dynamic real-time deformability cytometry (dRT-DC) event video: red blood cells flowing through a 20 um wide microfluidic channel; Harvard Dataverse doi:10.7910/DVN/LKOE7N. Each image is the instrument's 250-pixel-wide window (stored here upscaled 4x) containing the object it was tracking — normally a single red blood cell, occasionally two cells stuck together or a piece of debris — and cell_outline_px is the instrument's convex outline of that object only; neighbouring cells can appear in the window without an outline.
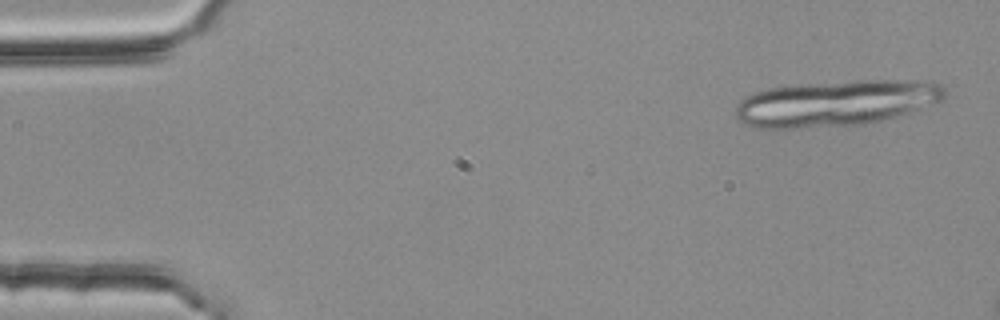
{"species": "common noctule bat (a hibernating species)", "species_latin": "Nyctalus noctula", "temperature_condition": "room temperature", "stored_images_in_passage": 3, "camera_frame_rate_fps": 3000, "um_per_image_px": 0.085, "animal": {"sex": "female", "body_mass_g": 25.1}, "frame": {"image": 1, "passage_image": 1, "time_ms": 0.0, "image_size_px": [1000, 320], "cell_outline_px": [[948, 92], [940, 100], [908, 112], [896, 116], [864, 124], [800, 128], [756, 128], [740, 120], [736, 116], [736, 104], [744, 96], [768, 88], [792, 84], [856, 80], [932, 80], [940, 84]], "centroid_in_image_um": [71.03, 8.74], "position_along_channel_um": 14.0, "area_um2": 56.07}}